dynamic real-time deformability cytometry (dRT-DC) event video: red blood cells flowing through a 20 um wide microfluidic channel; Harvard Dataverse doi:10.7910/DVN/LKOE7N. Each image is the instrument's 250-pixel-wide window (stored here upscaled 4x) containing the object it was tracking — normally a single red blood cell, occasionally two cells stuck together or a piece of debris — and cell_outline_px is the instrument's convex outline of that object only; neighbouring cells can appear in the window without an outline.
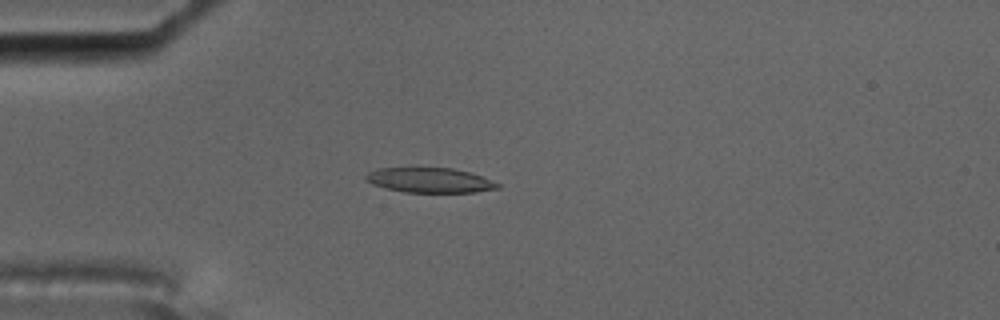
{"species": "common noctule bat (a hibernating species)", "species_latin": "Nyctalus noctula", "temperature_condition": "cold", "stored_images_in_passage": 4, "camera_frame_rate_fps": 3000, "um_per_image_px": 0.085, "animal": {"sex": "male", "body_mass_g": 17.5, "forearm_length_mm": 52.3}, "frame": {"image": 1, "passage_image": 3, "time_ms": 0.667, "image_size_px": [1000, 320], "cell_outline_px": [[500, 188], [476, 192], [404, 192], [384, 188], [372, 184], [364, 180], [364, 176], [368, 172], [380, 168], [452, 168], [472, 172], [500, 184]], "centroid_in_image_um": [36.52, 15.32], "position_along_channel_um": 48.5, "area_um2": 19.19}}